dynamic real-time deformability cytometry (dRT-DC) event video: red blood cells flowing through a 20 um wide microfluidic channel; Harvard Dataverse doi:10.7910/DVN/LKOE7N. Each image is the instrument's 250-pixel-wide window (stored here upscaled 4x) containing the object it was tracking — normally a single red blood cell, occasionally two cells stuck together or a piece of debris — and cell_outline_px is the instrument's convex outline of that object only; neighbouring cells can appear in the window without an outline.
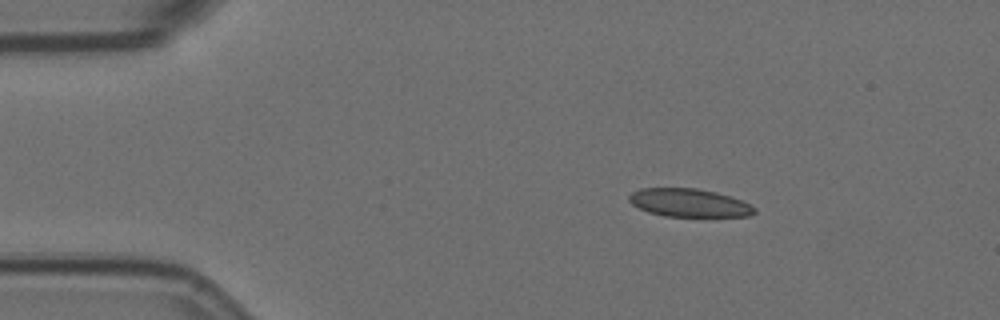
{"species": "Egyptian fruit bat (a non-hibernating species)", "species_latin": "Rousettus aegyptiacus", "temperature_condition": "room temperature", "stored_images_in_passage": 5, "camera_frame_rate_fps": 3000, "um_per_image_px": 0.085, "animal": {"sex": "female"}, "frame": {"image": 1, "passage_image": 3, "time_ms": 0.667, "image_size_px": [1000, 320], "cell_outline_px": [[756, 212], [752, 216], [664, 216], [648, 212], [632, 204], [628, 200], [628, 196], [632, 192], [640, 188], [696, 188], [716, 192], [732, 196], [752, 204], [756, 208]], "centroid_in_image_um": [58.61, 17.23], "position_along_channel_um": 26.4, "area_um2": 20.75}}